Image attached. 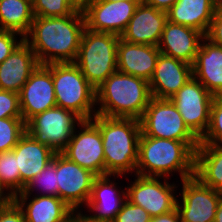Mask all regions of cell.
Instances as JSON below:
<instances>
[{
    "label": "cell",
    "instance_id": "9c48e42d",
    "mask_svg": "<svg viewBox=\"0 0 222 222\" xmlns=\"http://www.w3.org/2000/svg\"><path fill=\"white\" fill-rule=\"evenodd\" d=\"M213 96L194 76L170 100L188 128L200 139L206 132Z\"/></svg>",
    "mask_w": 222,
    "mask_h": 222
},
{
    "label": "cell",
    "instance_id": "ba28073f",
    "mask_svg": "<svg viewBox=\"0 0 222 222\" xmlns=\"http://www.w3.org/2000/svg\"><path fill=\"white\" fill-rule=\"evenodd\" d=\"M141 134L183 142H200L170 99L151 98L140 118Z\"/></svg>",
    "mask_w": 222,
    "mask_h": 222
},
{
    "label": "cell",
    "instance_id": "836d02e7",
    "mask_svg": "<svg viewBox=\"0 0 222 222\" xmlns=\"http://www.w3.org/2000/svg\"><path fill=\"white\" fill-rule=\"evenodd\" d=\"M22 117L19 93L0 89V118Z\"/></svg>",
    "mask_w": 222,
    "mask_h": 222
},
{
    "label": "cell",
    "instance_id": "7c38bea8",
    "mask_svg": "<svg viewBox=\"0 0 222 222\" xmlns=\"http://www.w3.org/2000/svg\"><path fill=\"white\" fill-rule=\"evenodd\" d=\"M181 182L182 202L177 199L176 204L181 222H214L222 193L204 185L195 176Z\"/></svg>",
    "mask_w": 222,
    "mask_h": 222
},
{
    "label": "cell",
    "instance_id": "f1b7e54d",
    "mask_svg": "<svg viewBox=\"0 0 222 222\" xmlns=\"http://www.w3.org/2000/svg\"><path fill=\"white\" fill-rule=\"evenodd\" d=\"M0 181L14 197L21 193V176L13 149L0 153Z\"/></svg>",
    "mask_w": 222,
    "mask_h": 222
},
{
    "label": "cell",
    "instance_id": "f546056e",
    "mask_svg": "<svg viewBox=\"0 0 222 222\" xmlns=\"http://www.w3.org/2000/svg\"><path fill=\"white\" fill-rule=\"evenodd\" d=\"M25 133L22 117L0 118V153L12 150Z\"/></svg>",
    "mask_w": 222,
    "mask_h": 222
},
{
    "label": "cell",
    "instance_id": "d6986e66",
    "mask_svg": "<svg viewBox=\"0 0 222 222\" xmlns=\"http://www.w3.org/2000/svg\"><path fill=\"white\" fill-rule=\"evenodd\" d=\"M205 35L188 26L167 20L158 44L159 51L169 57L193 65Z\"/></svg>",
    "mask_w": 222,
    "mask_h": 222
},
{
    "label": "cell",
    "instance_id": "83f0119b",
    "mask_svg": "<svg viewBox=\"0 0 222 222\" xmlns=\"http://www.w3.org/2000/svg\"><path fill=\"white\" fill-rule=\"evenodd\" d=\"M36 187L41 189V191L43 190L41 192L43 194L40 193V195L59 197V186L57 183L56 171V153L54 154L52 161L49 162L38 175L29 181L21 193H26L31 198V194L36 190Z\"/></svg>",
    "mask_w": 222,
    "mask_h": 222
},
{
    "label": "cell",
    "instance_id": "8fae6325",
    "mask_svg": "<svg viewBox=\"0 0 222 222\" xmlns=\"http://www.w3.org/2000/svg\"><path fill=\"white\" fill-rule=\"evenodd\" d=\"M135 176L137 179L134 182L131 181V186L126 187L128 201L142 207L151 217L165 214L176 208L178 195L174 191L178 186L169 184L168 178L160 182L159 177L137 174Z\"/></svg>",
    "mask_w": 222,
    "mask_h": 222
},
{
    "label": "cell",
    "instance_id": "b9f144b4",
    "mask_svg": "<svg viewBox=\"0 0 222 222\" xmlns=\"http://www.w3.org/2000/svg\"><path fill=\"white\" fill-rule=\"evenodd\" d=\"M72 4L80 10H83L92 0H70Z\"/></svg>",
    "mask_w": 222,
    "mask_h": 222
},
{
    "label": "cell",
    "instance_id": "ab89813d",
    "mask_svg": "<svg viewBox=\"0 0 222 222\" xmlns=\"http://www.w3.org/2000/svg\"><path fill=\"white\" fill-rule=\"evenodd\" d=\"M7 191V192H5ZM14 201V196L2 185L0 181V209L6 208Z\"/></svg>",
    "mask_w": 222,
    "mask_h": 222
},
{
    "label": "cell",
    "instance_id": "d590c367",
    "mask_svg": "<svg viewBox=\"0 0 222 222\" xmlns=\"http://www.w3.org/2000/svg\"><path fill=\"white\" fill-rule=\"evenodd\" d=\"M205 38L213 44L222 46V10L220 8L215 12Z\"/></svg>",
    "mask_w": 222,
    "mask_h": 222
},
{
    "label": "cell",
    "instance_id": "8992f818",
    "mask_svg": "<svg viewBox=\"0 0 222 222\" xmlns=\"http://www.w3.org/2000/svg\"><path fill=\"white\" fill-rule=\"evenodd\" d=\"M120 36L84 29L74 63L86 80L97 89L117 71V45Z\"/></svg>",
    "mask_w": 222,
    "mask_h": 222
},
{
    "label": "cell",
    "instance_id": "d6a6232c",
    "mask_svg": "<svg viewBox=\"0 0 222 222\" xmlns=\"http://www.w3.org/2000/svg\"><path fill=\"white\" fill-rule=\"evenodd\" d=\"M112 222H151V216L142 207L126 200Z\"/></svg>",
    "mask_w": 222,
    "mask_h": 222
},
{
    "label": "cell",
    "instance_id": "74e56055",
    "mask_svg": "<svg viewBox=\"0 0 222 222\" xmlns=\"http://www.w3.org/2000/svg\"><path fill=\"white\" fill-rule=\"evenodd\" d=\"M151 222H181V220L179 212L175 208L174 210L167 212L165 214L151 217Z\"/></svg>",
    "mask_w": 222,
    "mask_h": 222
},
{
    "label": "cell",
    "instance_id": "4fadbf2b",
    "mask_svg": "<svg viewBox=\"0 0 222 222\" xmlns=\"http://www.w3.org/2000/svg\"><path fill=\"white\" fill-rule=\"evenodd\" d=\"M56 171L59 198L74 211L86 206L96 175L61 153H56Z\"/></svg>",
    "mask_w": 222,
    "mask_h": 222
},
{
    "label": "cell",
    "instance_id": "e575fe53",
    "mask_svg": "<svg viewBox=\"0 0 222 222\" xmlns=\"http://www.w3.org/2000/svg\"><path fill=\"white\" fill-rule=\"evenodd\" d=\"M17 36H20L18 40ZM24 40V37L14 31L0 30V63Z\"/></svg>",
    "mask_w": 222,
    "mask_h": 222
},
{
    "label": "cell",
    "instance_id": "5bb4252c",
    "mask_svg": "<svg viewBox=\"0 0 222 222\" xmlns=\"http://www.w3.org/2000/svg\"><path fill=\"white\" fill-rule=\"evenodd\" d=\"M138 4L130 0H92L82 11L85 26L94 32L120 36L134 15Z\"/></svg>",
    "mask_w": 222,
    "mask_h": 222
},
{
    "label": "cell",
    "instance_id": "30bf717a",
    "mask_svg": "<svg viewBox=\"0 0 222 222\" xmlns=\"http://www.w3.org/2000/svg\"><path fill=\"white\" fill-rule=\"evenodd\" d=\"M78 126L81 129H75L61 154L96 176L105 175L104 147L99 128L91 120H83Z\"/></svg>",
    "mask_w": 222,
    "mask_h": 222
},
{
    "label": "cell",
    "instance_id": "ffe728a7",
    "mask_svg": "<svg viewBox=\"0 0 222 222\" xmlns=\"http://www.w3.org/2000/svg\"><path fill=\"white\" fill-rule=\"evenodd\" d=\"M158 46L130 43L119 39L117 70L150 81L160 55Z\"/></svg>",
    "mask_w": 222,
    "mask_h": 222
},
{
    "label": "cell",
    "instance_id": "9a60e30c",
    "mask_svg": "<svg viewBox=\"0 0 222 222\" xmlns=\"http://www.w3.org/2000/svg\"><path fill=\"white\" fill-rule=\"evenodd\" d=\"M19 106L23 121L57 106L52 73L39 65L19 92Z\"/></svg>",
    "mask_w": 222,
    "mask_h": 222
},
{
    "label": "cell",
    "instance_id": "7402d4cb",
    "mask_svg": "<svg viewBox=\"0 0 222 222\" xmlns=\"http://www.w3.org/2000/svg\"><path fill=\"white\" fill-rule=\"evenodd\" d=\"M193 76L215 97H222V46L204 38L192 65Z\"/></svg>",
    "mask_w": 222,
    "mask_h": 222
},
{
    "label": "cell",
    "instance_id": "cb8c5ba5",
    "mask_svg": "<svg viewBox=\"0 0 222 222\" xmlns=\"http://www.w3.org/2000/svg\"><path fill=\"white\" fill-rule=\"evenodd\" d=\"M13 150L21 176L22 192L29 181L52 161L55 152L49 146L39 143L27 132L20 138Z\"/></svg>",
    "mask_w": 222,
    "mask_h": 222
},
{
    "label": "cell",
    "instance_id": "e0dca14e",
    "mask_svg": "<svg viewBox=\"0 0 222 222\" xmlns=\"http://www.w3.org/2000/svg\"><path fill=\"white\" fill-rule=\"evenodd\" d=\"M167 20V12L140 4L120 38L130 43L158 46Z\"/></svg>",
    "mask_w": 222,
    "mask_h": 222
},
{
    "label": "cell",
    "instance_id": "44dd1931",
    "mask_svg": "<svg viewBox=\"0 0 222 222\" xmlns=\"http://www.w3.org/2000/svg\"><path fill=\"white\" fill-rule=\"evenodd\" d=\"M39 66L35 53L23 40L14 51L0 63V89L19 93L31 73Z\"/></svg>",
    "mask_w": 222,
    "mask_h": 222
},
{
    "label": "cell",
    "instance_id": "d4e9b609",
    "mask_svg": "<svg viewBox=\"0 0 222 222\" xmlns=\"http://www.w3.org/2000/svg\"><path fill=\"white\" fill-rule=\"evenodd\" d=\"M219 4L220 0H178L167 11V19L206 35Z\"/></svg>",
    "mask_w": 222,
    "mask_h": 222
},
{
    "label": "cell",
    "instance_id": "f35d334b",
    "mask_svg": "<svg viewBox=\"0 0 222 222\" xmlns=\"http://www.w3.org/2000/svg\"><path fill=\"white\" fill-rule=\"evenodd\" d=\"M178 0H145V4L167 12Z\"/></svg>",
    "mask_w": 222,
    "mask_h": 222
},
{
    "label": "cell",
    "instance_id": "7a4b0ae2",
    "mask_svg": "<svg viewBox=\"0 0 222 222\" xmlns=\"http://www.w3.org/2000/svg\"><path fill=\"white\" fill-rule=\"evenodd\" d=\"M200 142H183L140 135L138 145L137 175L169 178L172 172L181 181L195 174V151Z\"/></svg>",
    "mask_w": 222,
    "mask_h": 222
},
{
    "label": "cell",
    "instance_id": "2e32d148",
    "mask_svg": "<svg viewBox=\"0 0 222 222\" xmlns=\"http://www.w3.org/2000/svg\"><path fill=\"white\" fill-rule=\"evenodd\" d=\"M111 176L123 177V175L107 174L96 176L93 181L91 194L86 204L87 209L90 208L88 211L94 212L93 215H87L93 221L112 222L127 200L126 187L125 191H117V183L110 180Z\"/></svg>",
    "mask_w": 222,
    "mask_h": 222
},
{
    "label": "cell",
    "instance_id": "277c9868",
    "mask_svg": "<svg viewBox=\"0 0 222 222\" xmlns=\"http://www.w3.org/2000/svg\"><path fill=\"white\" fill-rule=\"evenodd\" d=\"M151 98L148 81L117 70L96 89V114L140 120Z\"/></svg>",
    "mask_w": 222,
    "mask_h": 222
},
{
    "label": "cell",
    "instance_id": "3957f363",
    "mask_svg": "<svg viewBox=\"0 0 222 222\" xmlns=\"http://www.w3.org/2000/svg\"><path fill=\"white\" fill-rule=\"evenodd\" d=\"M100 130L103 141L105 175L136 172L140 120L95 115L90 119Z\"/></svg>",
    "mask_w": 222,
    "mask_h": 222
},
{
    "label": "cell",
    "instance_id": "603a6c76",
    "mask_svg": "<svg viewBox=\"0 0 222 222\" xmlns=\"http://www.w3.org/2000/svg\"><path fill=\"white\" fill-rule=\"evenodd\" d=\"M26 193L14 197V201L21 208L27 222H69L74 212L58 196L33 195L32 199Z\"/></svg>",
    "mask_w": 222,
    "mask_h": 222
},
{
    "label": "cell",
    "instance_id": "60d3db41",
    "mask_svg": "<svg viewBox=\"0 0 222 222\" xmlns=\"http://www.w3.org/2000/svg\"><path fill=\"white\" fill-rule=\"evenodd\" d=\"M81 210L80 211H74L72 213V215L70 216L69 222H97V221H93L91 220L87 214L83 215V213L81 214Z\"/></svg>",
    "mask_w": 222,
    "mask_h": 222
},
{
    "label": "cell",
    "instance_id": "4dcf8cb0",
    "mask_svg": "<svg viewBox=\"0 0 222 222\" xmlns=\"http://www.w3.org/2000/svg\"><path fill=\"white\" fill-rule=\"evenodd\" d=\"M200 145L222 148V97H215L212 102L209 125L200 138Z\"/></svg>",
    "mask_w": 222,
    "mask_h": 222
},
{
    "label": "cell",
    "instance_id": "ac0fdd59",
    "mask_svg": "<svg viewBox=\"0 0 222 222\" xmlns=\"http://www.w3.org/2000/svg\"><path fill=\"white\" fill-rule=\"evenodd\" d=\"M192 77V65L160 53L149 81L151 96L170 99Z\"/></svg>",
    "mask_w": 222,
    "mask_h": 222
},
{
    "label": "cell",
    "instance_id": "52a82bcc",
    "mask_svg": "<svg viewBox=\"0 0 222 222\" xmlns=\"http://www.w3.org/2000/svg\"><path fill=\"white\" fill-rule=\"evenodd\" d=\"M82 121L74 112L55 106L31 117L26 122V132L55 153H61Z\"/></svg>",
    "mask_w": 222,
    "mask_h": 222
},
{
    "label": "cell",
    "instance_id": "ee69618b",
    "mask_svg": "<svg viewBox=\"0 0 222 222\" xmlns=\"http://www.w3.org/2000/svg\"><path fill=\"white\" fill-rule=\"evenodd\" d=\"M103 1H118V0H103ZM130 1H133L138 5L143 4L145 2V0H130Z\"/></svg>",
    "mask_w": 222,
    "mask_h": 222
},
{
    "label": "cell",
    "instance_id": "484cf974",
    "mask_svg": "<svg viewBox=\"0 0 222 222\" xmlns=\"http://www.w3.org/2000/svg\"><path fill=\"white\" fill-rule=\"evenodd\" d=\"M195 177L222 193V148L199 145L195 151Z\"/></svg>",
    "mask_w": 222,
    "mask_h": 222
},
{
    "label": "cell",
    "instance_id": "1f68e13d",
    "mask_svg": "<svg viewBox=\"0 0 222 222\" xmlns=\"http://www.w3.org/2000/svg\"><path fill=\"white\" fill-rule=\"evenodd\" d=\"M34 16L62 17L75 13L78 9L70 0H32Z\"/></svg>",
    "mask_w": 222,
    "mask_h": 222
},
{
    "label": "cell",
    "instance_id": "7bdbcfd3",
    "mask_svg": "<svg viewBox=\"0 0 222 222\" xmlns=\"http://www.w3.org/2000/svg\"><path fill=\"white\" fill-rule=\"evenodd\" d=\"M214 222H222V194L215 214Z\"/></svg>",
    "mask_w": 222,
    "mask_h": 222
},
{
    "label": "cell",
    "instance_id": "8d00e7d4",
    "mask_svg": "<svg viewBox=\"0 0 222 222\" xmlns=\"http://www.w3.org/2000/svg\"><path fill=\"white\" fill-rule=\"evenodd\" d=\"M0 222H27L23 211L13 201L6 208L0 209Z\"/></svg>",
    "mask_w": 222,
    "mask_h": 222
},
{
    "label": "cell",
    "instance_id": "5b68a950",
    "mask_svg": "<svg viewBox=\"0 0 222 222\" xmlns=\"http://www.w3.org/2000/svg\"><path fill=\"white\" fill-rule=\"evenodd\" d=\"M45 66L52 73L57 106L74 112L82 120L96 115V89L74 62Z\"/></svg>",
    "mask_w": 222,
    "mask_h": 222
},
{
    "label": "cell",
    "instance_id": "f6af8a7d",
    "mask_svg": "<svg viewBox=\"0 0 222 222\" xmlns=\"http://www.w3.org/2000/svg\"><path fill=\"white\" fill-rule=\"evenodd\" d=\"M219 8L222 10V0H220Z\"/></svg>",
    "mask_w": 222,
    "mask_h": 222
},
{
    "label": "cell",
    "instance_id": "6da1fadb",
    "mask_svg": "<svg viewBox=\"0 0 222 222\" xmlns=\"http://www.w3.org/2000/svg\"><path fill=\"white\" fill-rule=\"evenodd\" d=\"M85 26L83 11L69 16H35L24 41L35 53L39 65L75 61Z\"/></svg>",
    "mask_w": 222,
    "mask_h": 222
},
{
    "label": "cell",
    "instance_id": "4316f807",
    "mask_svg": "<svg viewBox=\"0 0 222 222\" xmlns=\"http://www.w3.org/2000/svg\"><path fill=\"white\" fill-rule=\"evenodd\" d=\"M34 17L32 0H0V30L14 31L24 37Z\"/></svg>",
    "mask_w": 222,
    "mask_h": 222
}]
</instances>
